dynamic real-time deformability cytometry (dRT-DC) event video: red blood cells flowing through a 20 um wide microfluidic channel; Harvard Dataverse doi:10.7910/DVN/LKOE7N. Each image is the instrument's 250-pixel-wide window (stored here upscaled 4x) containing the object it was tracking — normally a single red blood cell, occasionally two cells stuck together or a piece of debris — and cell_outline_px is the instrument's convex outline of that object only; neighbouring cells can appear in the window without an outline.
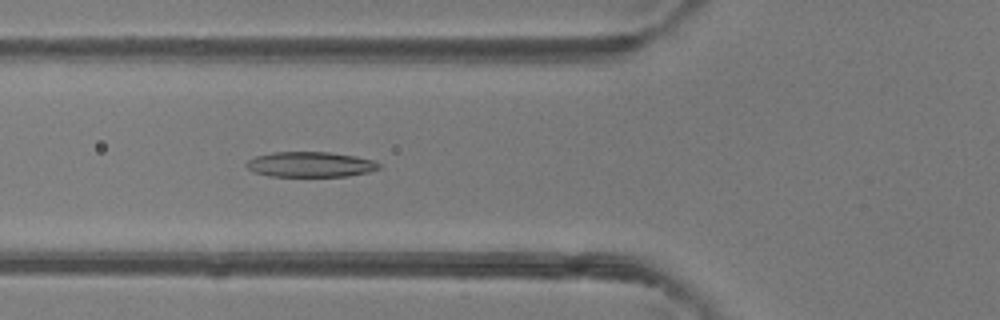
{"species": "common noctule bat (a hibernating species)", "species_latin": "Nyctalus noctula", "temperature_condition": "room temperature", "stored_images_in_passage": 49, "camera_frame_rate_fps": 3000, "um_per_image_px": 0.085, "animal": {"sex": "female"}, "frame": {"image": 1, "passage_image": 18, "time_ms": 5.667, "image_size_px": [1000, 320], "cell_outline_px": [[380, 168], [368, 172], [348, 176], [272, 176], [252, 172], [244, 164], [248, 160], [256, 156], [272, 152], [328, 152], [356, 156], [372, 160], [380, 164]], "centroid_in_image_um": [26.36, 13.97], "position_along_channel_um": 99.4, "area_um2": 19.48}}
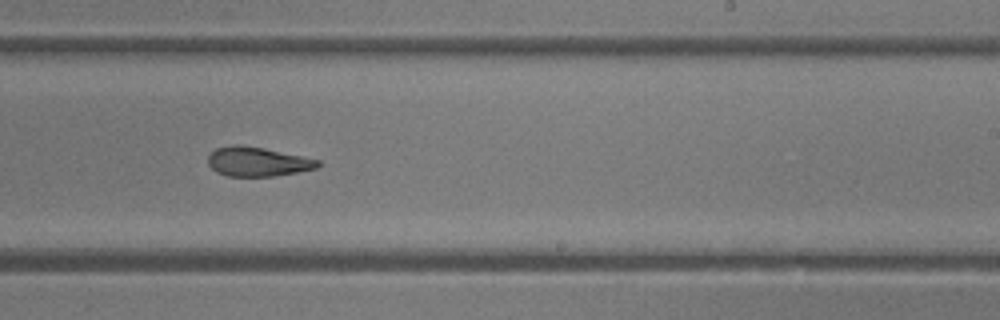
{"frame": {"image": 2, "passage_image": 30, "time_ms": 9.667, "image_size_px": [1000, 320], "cell_outline_px": [[320, 164], [316, 168], [296, 172], [272, 176], [228, 176], [216, 172], [208, 164], [208, 156], [216, 148], [232, 144], [236, 144], [264, 148], [320, 160]], "centroid_in_image_um": [21.86, 13.73], "position_along_channel_um": 267.1, "area_um2": 18.61}}
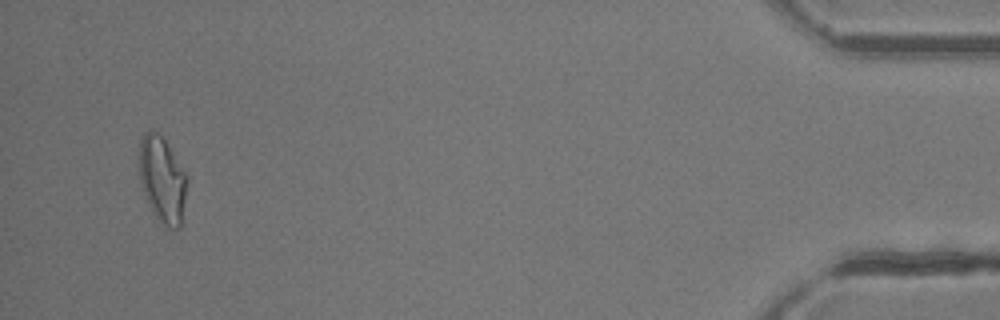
{"frame": {"image": 3, "passage_image": 47, "time_ms": 15.333, "image_size_px": [1000, 320], "cell_outline_px": [[188, 180], [180, 228], [164, 228], [152, 212], [148, 204], [140, 180], [140, 140], [144, 132], [148, 128], [164, 136], [188, 176]], "centroid_in_image_um": [13.81, 15.24], "position_along_channel_um": 421.4, "area_um2": 24.33}, "authors_computed_cell_mechanics": {"area_um2": 20.9236, "velocity_mm_per_s": 4.1794, "shape_relaxation_time_tau1_ms": null, "shape_relaxation_time_tau2_ms": 2.3008, "deformation_change_tau1": null, "deformation_change_tau2": 0.1077}}